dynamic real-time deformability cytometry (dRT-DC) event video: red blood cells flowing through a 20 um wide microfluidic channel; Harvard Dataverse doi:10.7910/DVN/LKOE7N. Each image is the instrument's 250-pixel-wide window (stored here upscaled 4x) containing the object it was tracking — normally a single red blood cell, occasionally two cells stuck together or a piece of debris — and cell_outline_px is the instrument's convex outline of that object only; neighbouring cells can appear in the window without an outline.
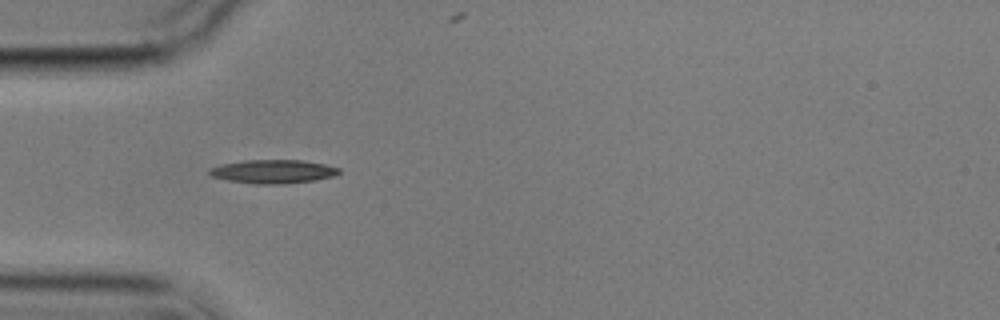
{"species": "common noctule bat (a hibernating species)", "species_latin": "Nyctalus noctula", "temperature_condition": "cold", "stored_images_in_passage": 4, "camera_frame_rate_fps": 3000, "um_per_image_px": 0.085, "animal": {"sex": "male", "body_mass_g": 17.9}, "frame": {"image": 1, "passage_image": 3, "time_ms": 2.333, "image_size_px": [1000, 320], "cell_outline_px": [[340, 172], [336, 176], [316, 180], [280, 184], [256, 184], [228, 180], [212, 176], [208, 172], [208, 168], [220, 164], [244, 160], [300, 160], [324, 164], [340, 168]], "centroid_in_image_um": [23.21, 14.57], "position_along_channel_um": 61.8, "area_um2": 17.92}}
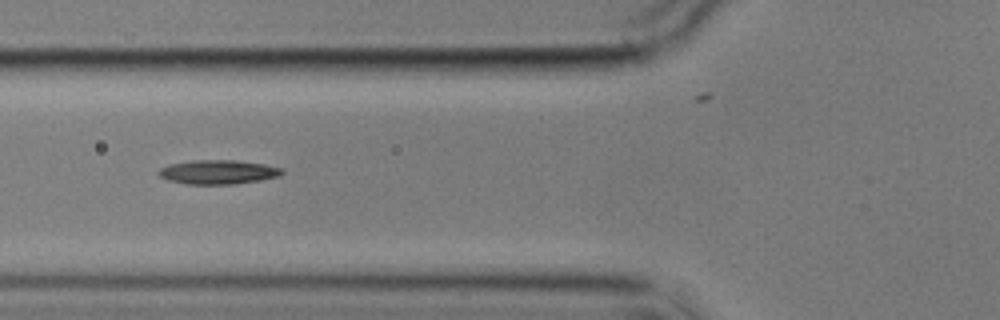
{"frame": {"image": 2, "passage_image": 4, "time_ms": 3.667, "image_size_px": [1000, 320], "cell_outline_px": [[284, 172], [280, 176], [260, 180], [236, 184], [188, 184], [168, 180], [160, 176], [156, 172], [160, 168], [168, 164], [192, 160], [236, 160], [264, 164], [280, 168]], "centroid_in_image_um": [18.51, 14.62], "position_along_channel_um": 107.3, "area_um2": 17.4}}